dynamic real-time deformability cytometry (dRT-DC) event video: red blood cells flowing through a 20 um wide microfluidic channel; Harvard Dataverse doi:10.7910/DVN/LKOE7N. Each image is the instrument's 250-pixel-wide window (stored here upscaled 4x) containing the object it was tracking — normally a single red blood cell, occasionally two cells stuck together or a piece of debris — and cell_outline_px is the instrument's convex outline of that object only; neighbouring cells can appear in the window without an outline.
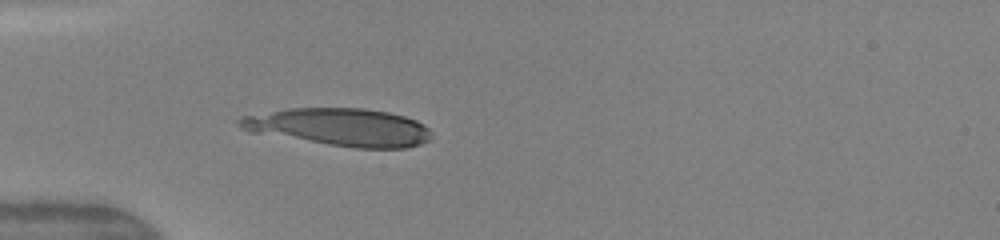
{"species": "human", "species_latin": "Homo sapiens", "temperature_condition": "warm", "stored_images_in_passage": 36, "camera_frame_rate_fps": 3000, "um_per_image_px": 0.085, "donor": {"sex": "female"}, "frame": {"image": 1, "passage_image": 6, "time_ms": 1.667, "image_size_px": [1000, 240], "cell_outline_px": [[432, 140], [420, 144], [404, 148], [356, 148], [328, 144], [248, 132], [240, 128], [236, 124], [236, 120], [240, 116], [288, 108], [364, 108], [388, 112], [404, 116], [416, 120], [424, 124], [432, 132]], "centroid_in_image_um": [28.85, 10.8], "position_along_channel_um": 56.1, "area_um2": 42.48}, "authors_computed_cell_mechanics": {"area_um2": 37.6856, "velocity_mm_per_s": 4.1717, "shape_relaxation_time_tau1_ms": 3.3886, "shape_relaxation_time_tau2_ms": null, "deformation_change_tau1": 0.1782, "deformation_change_tau2": null}}